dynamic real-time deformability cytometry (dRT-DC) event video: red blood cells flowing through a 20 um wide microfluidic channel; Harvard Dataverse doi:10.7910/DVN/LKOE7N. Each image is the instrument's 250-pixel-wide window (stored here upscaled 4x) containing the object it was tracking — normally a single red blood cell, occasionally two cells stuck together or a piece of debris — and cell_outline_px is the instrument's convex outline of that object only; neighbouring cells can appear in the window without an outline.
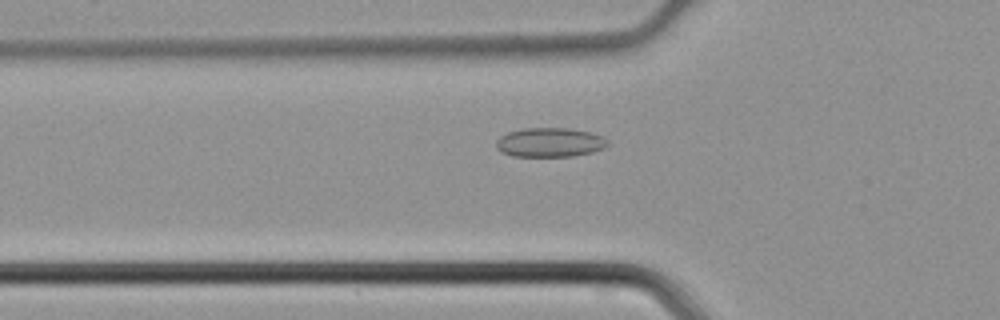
{"species": "common noctule bat (a hibernating species)", "species_latin": "Nyctalus noctula", "temperature_condition": "cold", "stored_images_in_passage": 38, "camera_frame_rate_fps": 3000, "um_per_image_px": 0.085, "animal": {"sex": "male", "body_mass_g": 21.5, "forearm_length_mm": 52.0}, "frame": {"image": 1, "passage_image": 8, "time_ms": 2.333, "image_size_px": [1000, 320], "cell_outline_px": [[608, 144], [604, 148], [592, 152], [572, 156], [512, 156], [496, 148], [496, 140], [500, 136], [508, 132], [524, 128], [568, 128], [592, 132], [608, 140]], "centroid_in_image_um": [46.73, 12.09], "position_along_channel_um": 79.1, "area_um2": 18.96}}
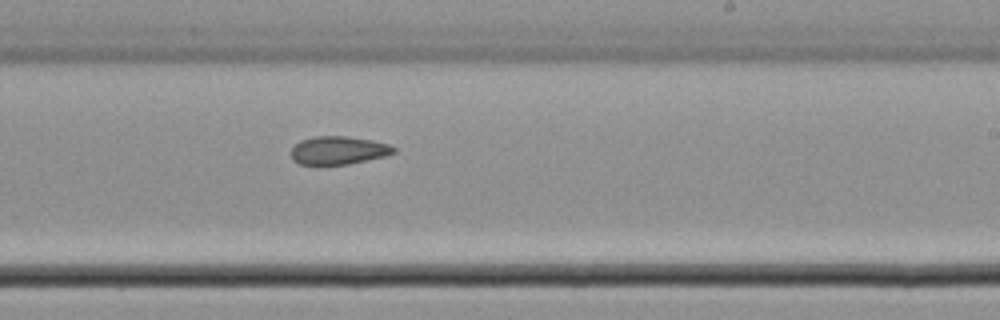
{"frame": {"image": 2, "passage_image": 20, "time_ms": 6.333, "image_size_px": [1000, 320], "cell_outline_px": [[396, 152], [384, 156], [348, 164], [316, 168], [300, 164], [292, 160], [292, 148], [300, 140], [316, 136], [348, 136], [372, 140], [388, 144], [396, 148]], "centroid_in_image_um": [28.71, 12.82], "position_along_channel_um": 260.3, "area_um2": 17.4}}
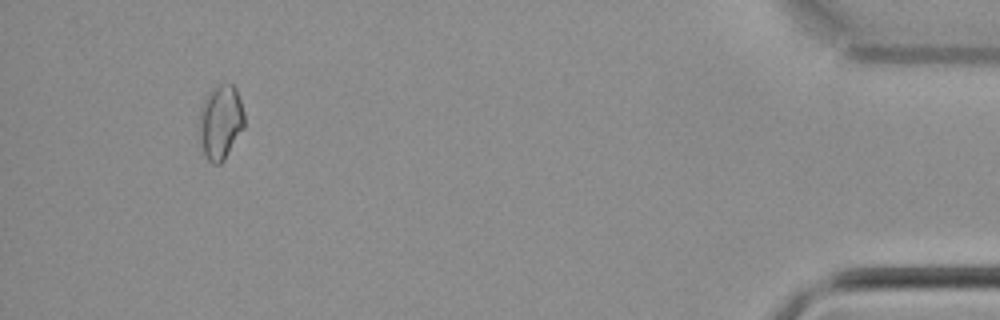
{"frame": {"image": 3, "passage_image": 35, "time_ms": 11.333, "image_size_px": [1000, 320], "cell_outline_px": [[244, 128], [224, 160], [220, 164], [212, 164], [204, 156], [200, 140], [200, 108], [208, 92], [212, 88], [220, 84], [232, 84], [236, 88], [244, 112]], "centroid_in_image_um": [18.75, 10.39], "position_along_channel_um": 416.4, "area_um2": 19.59}}